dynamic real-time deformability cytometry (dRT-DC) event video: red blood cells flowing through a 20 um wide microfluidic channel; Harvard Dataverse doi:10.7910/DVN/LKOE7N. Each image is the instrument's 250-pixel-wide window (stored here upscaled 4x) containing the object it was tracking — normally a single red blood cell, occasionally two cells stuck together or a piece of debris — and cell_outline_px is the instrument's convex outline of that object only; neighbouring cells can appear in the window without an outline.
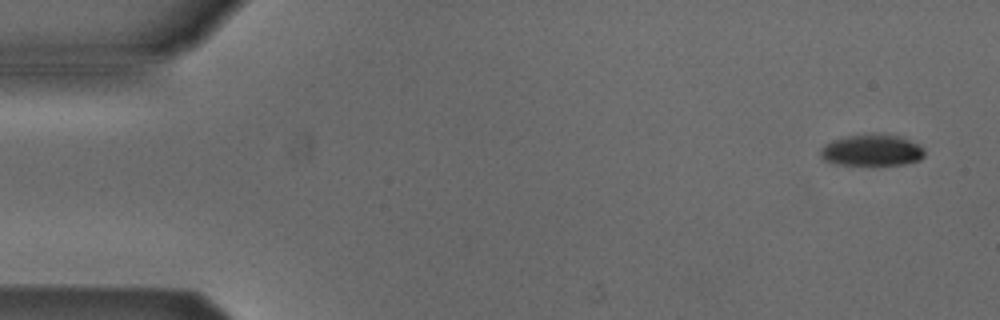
{"species": "Egyptian fruit bat (a non-hibernating species)", "species_latin": "Rousettus aegyptiacus", "temperature_condition": "cold", "stored_images_in_passage": 7, "camera_frame_rate_fps": 3000, "um_per_image_px": 0.085, "animal": {"sex": "male"}, "frame": {"image": 1, "passage_image": 1, "time_ms": 0.0, "image_size_px": [1000, 320], "cell_outline_px": [[924, 156], [920, 160], [904, 164], [868, 168], [836, 164], [824, 160], [820, 156], [820, 148], [824, 144], [832, 140], [848, 136], [896, 136], [908, 140], [916, 144], [924, 152]], "centroid_in_image_um": [74.03, 12.87], "position_along_channel_um": 11.0, "area_um2": 19.19}}
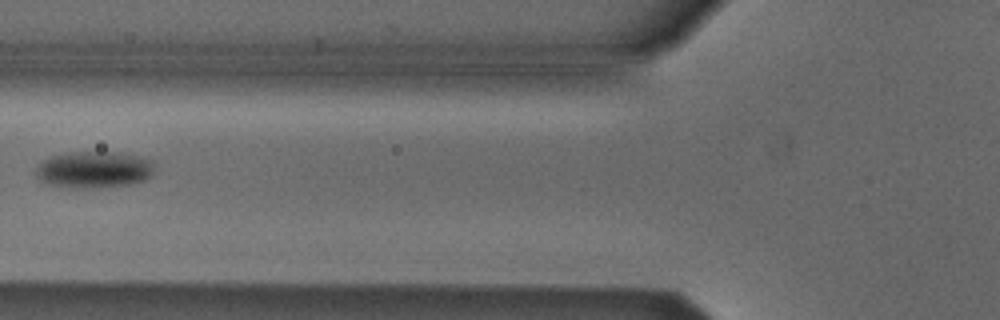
{"frame": {"image": 2, "passage_image": 6, "time_ms": 6.0, "image_size_px": [1000, 320], "cell_outline_px": [[152, 176], [144, 180], [132, 184], [84, 188], [72, 188], [48, 184], [40, 180], [36, 176], [36, 168], [44, 160], [52, 156], [72, 152], [112, 152], [136, 156], [152, 160]], "centroid_in_image_um": [7.97, 14.43], "position_along_channel_um": 117.8, "area_um2": 25.03}}
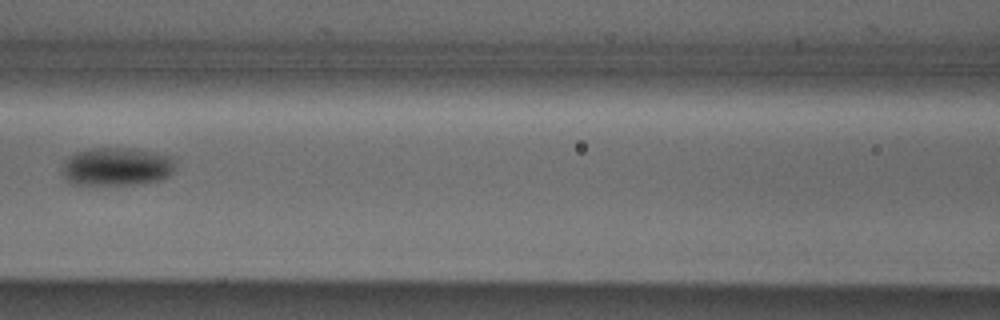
{"frame": {"image": 3, "passage_image": 7, "time_ms": 7.0, "image_size_px": [1000, 320], "cell_outline_px": [[176, 168], [168, 176], [160, 180], [140, 184], [104, 188], [72, 184], [64, 176], [64, 164], [76, 152], [96, 148], [132, 148], [172, 156], [176, 160]], "centroid_in_image_um": [9.98, 14.22], "position_along_channel_um": 156.6, "area_um2": 25.95}}